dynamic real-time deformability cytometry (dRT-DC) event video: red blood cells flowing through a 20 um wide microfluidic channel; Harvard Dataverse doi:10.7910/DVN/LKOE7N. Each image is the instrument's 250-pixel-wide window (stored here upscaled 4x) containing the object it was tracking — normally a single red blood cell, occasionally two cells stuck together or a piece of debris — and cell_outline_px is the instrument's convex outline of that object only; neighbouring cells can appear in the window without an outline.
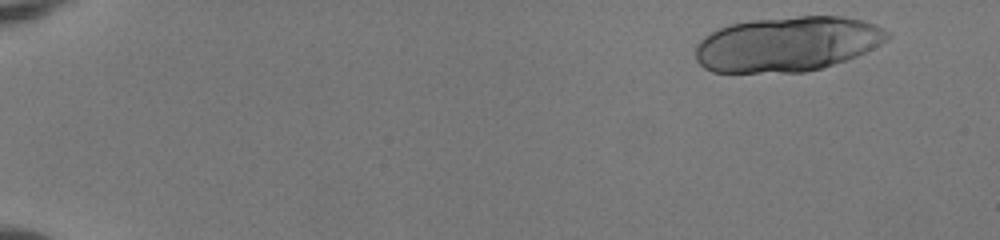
{"species": "human", "species_latin": "Homo sapiens", "temperature_condition": "room temperature", "stored_images_in_passage": 21, "camera_frame_rate_fps": 3000, "um_per_image_px": 0.085, "donor": {"sex": "female"}, "frame": {"image": 1, "passage_image": 1, "time_ms": 0.0, "image_size_px": [1000, 240], "cell_outline_px": [[892, 36], [888, 40], [856, 56], [820, 68], [804, 72], [712, 72], [704, 68], [696, 60], [696, 44], [700, 40], [712, 32], [720, 28], [732, 24], [752, 20], [800, 16], [844, 16], [864, 20], [876, 24], [888, 32]], "centroid_in_image_um": [66.93, 3.74], "position_along_channel_um": 18.1, "area_um2": 61.27}}